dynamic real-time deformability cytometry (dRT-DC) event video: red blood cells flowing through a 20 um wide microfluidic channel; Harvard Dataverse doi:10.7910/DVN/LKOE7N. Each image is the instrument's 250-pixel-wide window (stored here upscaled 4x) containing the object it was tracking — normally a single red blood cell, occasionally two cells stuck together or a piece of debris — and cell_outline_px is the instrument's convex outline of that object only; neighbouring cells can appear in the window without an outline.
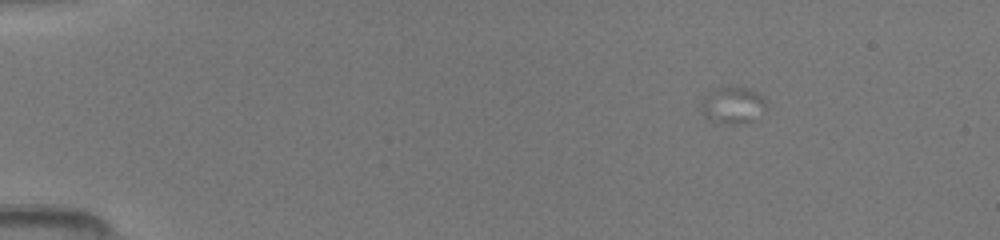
{"species": "common noctule bat (a hibernating species)", "species_latin": "Nyctalus noctula", "temperature_condition": "room temperature", "stored_images_in_passage": 8, "camera_frame_rate_fps": 3000, "um_per_image_px": 0.085, "animal": {"sex": "female", "body_mass_g": 19.5, "forearm_length_mm": 54.1}, "frame": {"image": 1, "passage_image": 1, "time_ms": 0.0, "image_size_px": [1000, 240], "cell_outline_px": [[768, 108], [756, 120], [736, 124], [720, 124], [708, 120], [704, 116], [704, 96], [708, 92], [716, 88], [732, 84], [736, 84], [756, 92], [768, 100]], "centroid_in_image_um": [62.37, 8.93], "position_along_channel_um": 22.6, "area_um2": 14.51}}
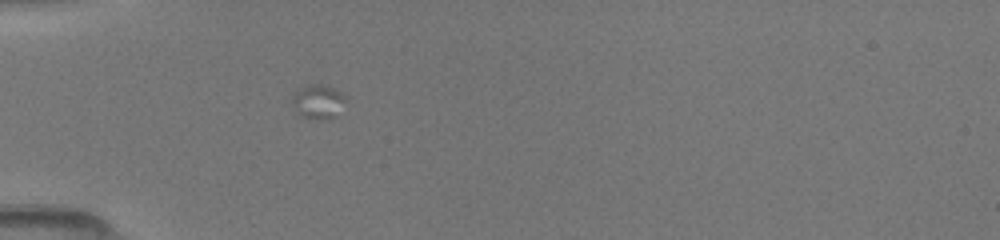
{"frame": {"image": 2, "passage_image": 5, "time_ms": 3.333, "image_size_px": [1000, 240], "cell_outline_px": [[348, 100], [336, 116], [300, 116], [296, 112], [292, 104], [292, 96], [296, 88], [308, 84], [328, 84], [340, 92]], "centroid_in_image_um": [27.02, 8.55], "position_along_channel_um": 58.0, "area_um2": 10.52}}